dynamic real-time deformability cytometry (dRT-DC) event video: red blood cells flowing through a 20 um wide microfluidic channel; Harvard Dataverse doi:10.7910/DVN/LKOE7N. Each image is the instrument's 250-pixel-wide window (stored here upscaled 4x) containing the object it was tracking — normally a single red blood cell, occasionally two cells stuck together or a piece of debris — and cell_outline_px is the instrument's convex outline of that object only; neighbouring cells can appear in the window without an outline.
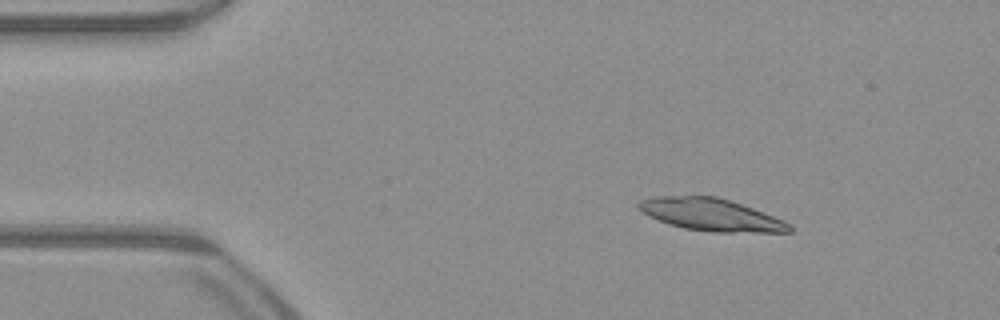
{"species": "common noctule bat (a hibernating species)", "species_latin": "Nyctalus noctula", "temperature_condition": "warm", "stored_images_in_passage": 14, "camera_frame_rate_fps": 3000, "um_per_image_px": 0.085, "animal": {"sex": "male", "body_mass_g": 23.1, "forearm_length_mm": 52.7}, "frame": {"image": 1, "passage_image": 6, "time_ms": 1.667, "image_size_px": [1000, 320], "cell_outline_px": [[792, 232], [712, 232], [684, 228], [668, 224], [648, 216], [636, 208], [636, 204], [640, 200], [652, 196], [716, 196], [764, 212], [784, 220], [792, 224]], "centroid_in_image_um": [60.4, 18.25], "position_along_channel_um": 24.6, "area_um2": 28.5}}